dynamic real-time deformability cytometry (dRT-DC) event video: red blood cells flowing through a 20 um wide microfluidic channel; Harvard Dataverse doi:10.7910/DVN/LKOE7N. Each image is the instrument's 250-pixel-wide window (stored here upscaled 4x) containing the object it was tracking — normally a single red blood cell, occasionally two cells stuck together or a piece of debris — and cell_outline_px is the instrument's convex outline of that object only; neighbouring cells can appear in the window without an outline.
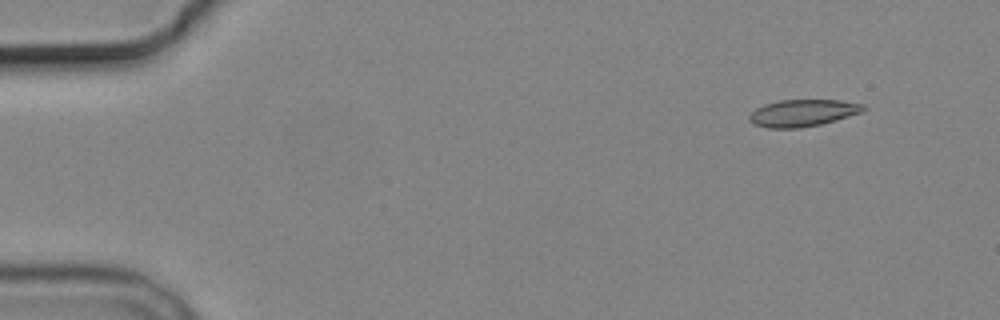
{"species": "common noctule bat (a hibernating species)", "species_latin": "Nyctalus noctula", "temperature_condition": "cold", "stored_images_in_passage": 7, "camera_frame_rate_fps": 3000, "um_per_image_px": 0.085, "animal": {"sex": "male", "body_mass_g": 19.2, "forearm_length_mm": 51.8}, "frame": {"image": 1, "passage_image": 2, "time_ms": 1.333, "image_size_px": [1000, 320], "cell_outline_px": [[868, 108], [860, 112], [836, 120], [820, 124], [800, 128], [768, 128], [752, 124], [748, 120], [748, 116], [756, 108], [764, 104], [780, 100], [840, 100], [864, 104]], "centroid_in_image_um": [68.2, 9.6], "position_along_channel_um": 16.8, "area_um2": 17.98}}
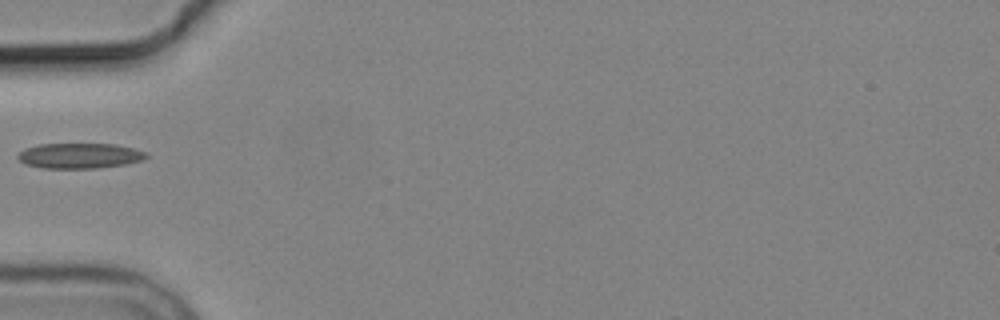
{"frame": {"image": 2, "passage_image": 6, "time_ms": 6.0, "image_size_px": [1000, 320], "cell_outline_px": [[148, 156], [144, 160], [124, 164], [96, 168], [40, 168], [24, 164], [16, 156], [24, 148], [40, 144], [116, 144], [148, 152]], "centroid_in_image_um": [6.76, 13.24], "position_along_channel_um": 78.2, "area_um2": 19.02}}
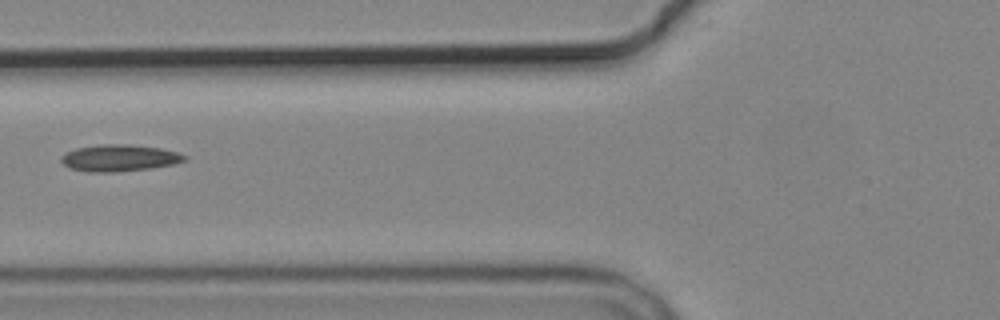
{"frame": {"image": 3, "passage_image": 7, "time_ms": 7.0, "image_size_px": [1000, 320], "cell_outline_px": [[188, 160], [172, 164], [152, 168], [112, 172], [88, 172], [72, 168], [64, 164], [60, 160], [60, 156], [64, 152], [76, 148], [100, 144], [128, 144], [160, 148], [180, 152], [188, 156]], "centroid_in_image_um": [10.16, 13.42], "position_along_channel_um": 115.6, "area_um2": 19.36}}